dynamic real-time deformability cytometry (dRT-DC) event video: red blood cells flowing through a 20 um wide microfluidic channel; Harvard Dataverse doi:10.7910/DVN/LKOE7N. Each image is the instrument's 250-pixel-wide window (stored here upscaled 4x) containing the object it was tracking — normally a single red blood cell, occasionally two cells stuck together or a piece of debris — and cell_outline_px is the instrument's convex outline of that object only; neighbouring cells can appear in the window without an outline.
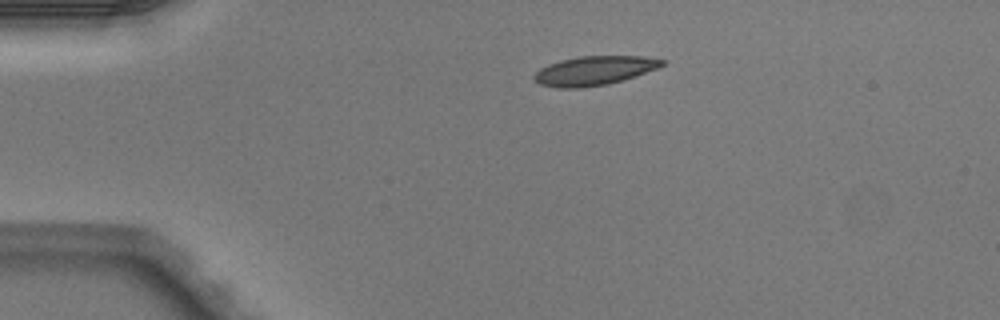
{"species": "Egyptian fruit bat (a non-hibernating species)", "species_latin": "Rousettus aegyptiacus", "temperature_condition": "warm", "stored_images_in_passage": 2, "camera_frame_rate_fps": 3000, "um_per_image_px": 0.085, "animal": {"sex": "male"}, "frame": {"image": 1, "passage_image": 1, "time_ms": 0.0, "image_size_px": [1000, 320], "cell_outline_px": [[664, 64], [660, 68], [624, 80], [608, 84], [580, 88], [560, 88], [540, 84], [532, 76], [540, 68], [548, 64], [560, 60], [580, 56], [644, 56], [664, 60]], "centroid_in_image_um": [50.53, 6.0], "position_along_channel_um": 34.5, "area_um2": 21.79}}